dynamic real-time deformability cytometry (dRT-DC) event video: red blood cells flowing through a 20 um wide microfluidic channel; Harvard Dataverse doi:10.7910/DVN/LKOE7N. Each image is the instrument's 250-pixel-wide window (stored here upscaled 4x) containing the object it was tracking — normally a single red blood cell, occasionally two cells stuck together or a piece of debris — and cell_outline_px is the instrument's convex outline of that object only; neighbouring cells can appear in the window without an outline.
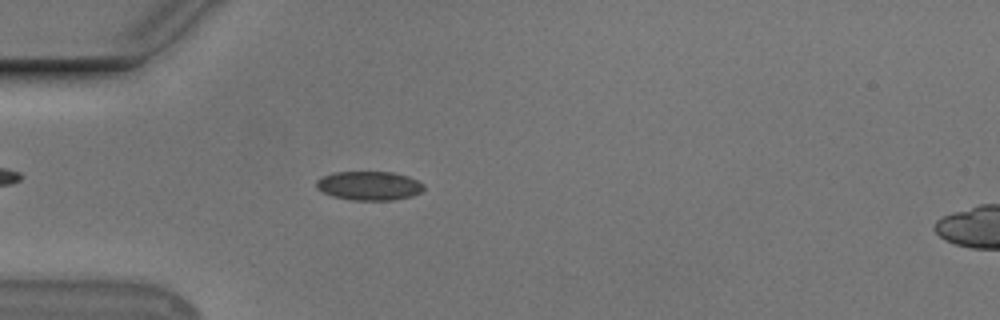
{"species": "Egyptian fruit bat (a non-hibernating species)", "species_latin": "Rousettus aegyptiacus", "temperature_condition": "cold", "stored_images_in_passage": 54, "camera_frame_rate_fps": 3000, "um_per_image_px": 0.085, "animal": {"sex": "male"}, "frame": {"image": 1, "passage_image": 15, "time_ms": 4.667, "image_size_px": [1000, 320], "cell_outline_px": [[424, 188], [420, 192], [412, 196], [392, 200], [352, 200], [332, 196], [316, 188], [316, 180], [332, 172], [392, 172], [408, 176], [424, 184]], "centroid_in_image_um": [31.37, 15.78], "position_along_channel_um": 53.6, "area_um2": 18.09}}
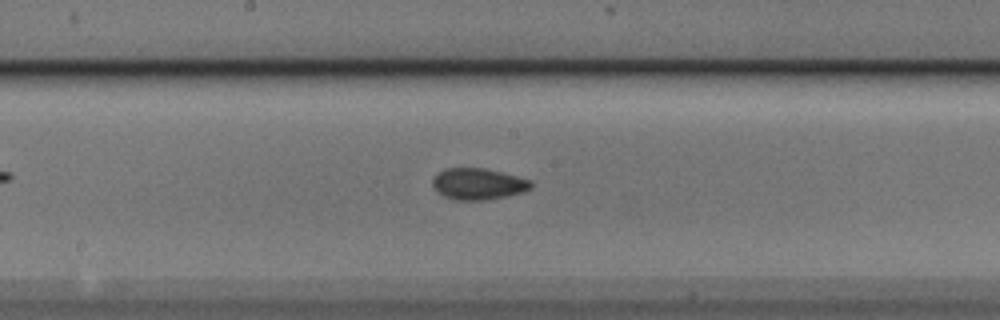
{"frame": {"image": 2, "passage_image": 28, "time_ms": 9.0, "image_size_px": [1000, 320], "cell_outline_px": [[532, 188], [524, 192], [508, 196], [484, 200], [456, 200], [444, 196], [436, 192], [432, 188], [432, 180], [444, 168], [484, 168], [532, 180]], "centroid_in_image_um": [40.64, 15.64], "position_along_channel_um": 207.6, "area_um2": 18.09}}
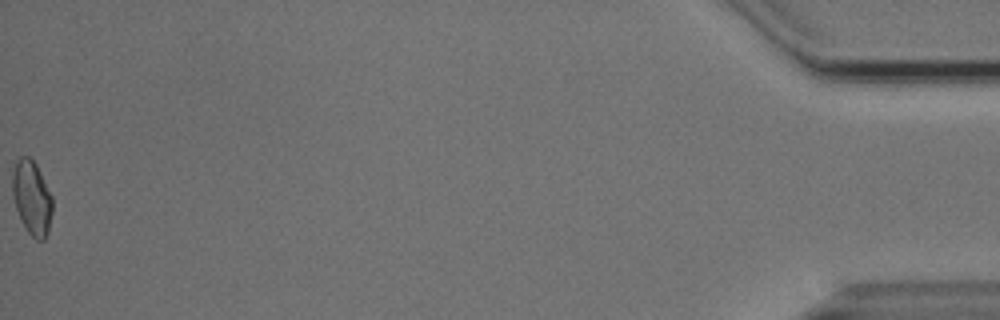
{"frame": {"image": 3, "passage_image": 54, "time_ms": 17.667, "image_size_px": [1000, 320], "cell_outline_px": [[52, 212], [48, 232], [44, 240], [36, 240], [28, 232], [20, 220], [12, 196], [12, 172], [16, 160], [20, 156], [28, 156], [36, 164], [52, 196]], "centroid_in_image_um": [2.69, 16.81], "position_along_channel_um": 432.5, "area_um2": 17.4}, "authors_computed_cell_mechanics": {"area_um2": 17.629, "velocity_mm_per_s": 3.7559, "shape_relaxation_time_tau1_ms": 4.7199, "shape_relaxation_time_tau2_ms": 3.384, "deformation_change_tau1": 0.0861, "deformation_change_tau2": 0.0655}}